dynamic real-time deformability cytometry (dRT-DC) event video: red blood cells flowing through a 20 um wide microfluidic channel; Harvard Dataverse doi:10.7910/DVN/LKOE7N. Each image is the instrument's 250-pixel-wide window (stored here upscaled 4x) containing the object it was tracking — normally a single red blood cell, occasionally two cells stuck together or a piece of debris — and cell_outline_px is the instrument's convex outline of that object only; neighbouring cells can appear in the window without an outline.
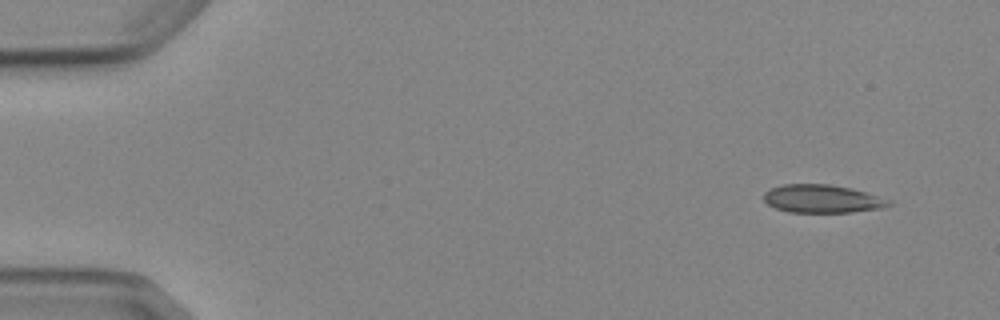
{"species": "Egyptian fruit bat (a non-hibernating species)", "species_latin": "Rousettus aegyptiacus", "temperature_condition": "cold", "stored_images_in_passage": 4, "camera_frame_rate_fps": 3000, "um_per_image_px": 0.085, "animal": {"sex": "female"}, "frame": {"image": 1, "passage_image": 1, "time_ms": 0.0, "image_size_px": [1000, 320], "cell_outline_px": [[892, 204], [884, 208], [852, 212], [788, 212], [776, 208], [768, 204], [764, 200], [764, 192], [772, 188], [784, 184], [828, 184], [852, 188], [892, 200]], "centroid_in_image_um": [69.92, 16.9], "position_along_channel_um": 15.1, "area_um2": 20.52}}
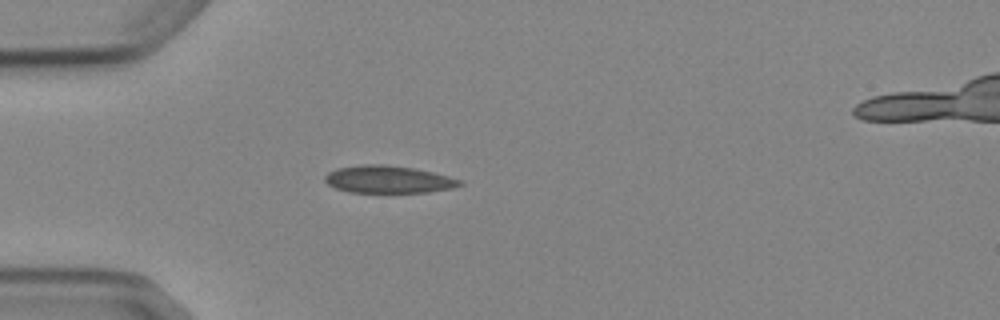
{"frame": {"image": 2, "passage_image": 4, "time_ms": 3.667, "image_size_px": [1000, 320], "cell_outline_px": [[464, 184], [452, 188], [428, 192], [348, 192], [336, 188], [328, 184], [324, 180], [324, 176], [328, 172], [336, 168], [364, 164], [384, 164], [412, 168], [432, 172], [448, 176], [460, 180]], "centroid_in_image_um": [32.97, 15.24], "position_along_channel_um": 52.0, "area_um2": 21.44}}